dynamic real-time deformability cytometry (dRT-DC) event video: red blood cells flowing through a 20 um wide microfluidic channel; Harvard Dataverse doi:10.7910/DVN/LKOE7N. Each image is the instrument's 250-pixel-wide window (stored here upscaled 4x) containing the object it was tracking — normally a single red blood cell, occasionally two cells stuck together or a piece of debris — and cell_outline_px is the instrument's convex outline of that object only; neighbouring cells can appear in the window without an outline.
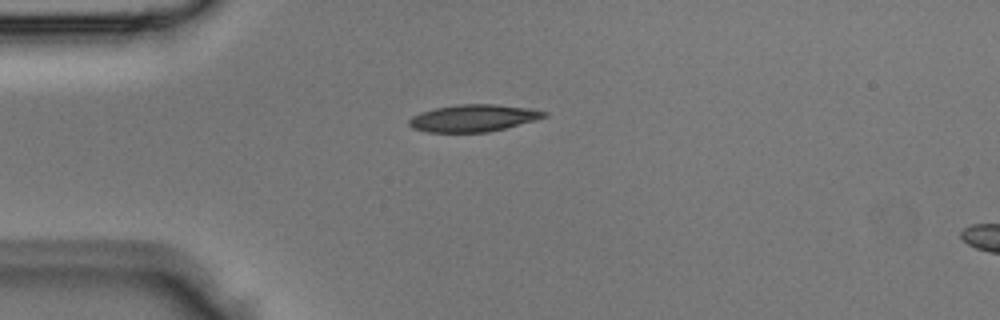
{"species": "Egyptian fruit bat (a non-hibernating species)", "species_latin": "Rousettus aegyptiacus", "temperature_condition": "room temperature", "stored_images_in_passage": 5, "camera_frame_rate_fps": 3000, "um_per_image_px": 0.085, "animal": {"sex": "male"}, "frame": {"image": 1, "passage_image": 5, "time_ms": 1.333, "image_size_px": [1000, 320], "cell_outline_px": [[548, 116], [536, 120], [488, 132], [428, 132], [412, 128], [408, 124], [408, 120], [412, 116], [420, 112], [436, 108], [456, 104], [496, 104], [528, 108], [548, 112]], "centroid_in_image_um": [40.22, 10.03], "position_along_channel_um": 44.8, "area_um2": 21.33}}